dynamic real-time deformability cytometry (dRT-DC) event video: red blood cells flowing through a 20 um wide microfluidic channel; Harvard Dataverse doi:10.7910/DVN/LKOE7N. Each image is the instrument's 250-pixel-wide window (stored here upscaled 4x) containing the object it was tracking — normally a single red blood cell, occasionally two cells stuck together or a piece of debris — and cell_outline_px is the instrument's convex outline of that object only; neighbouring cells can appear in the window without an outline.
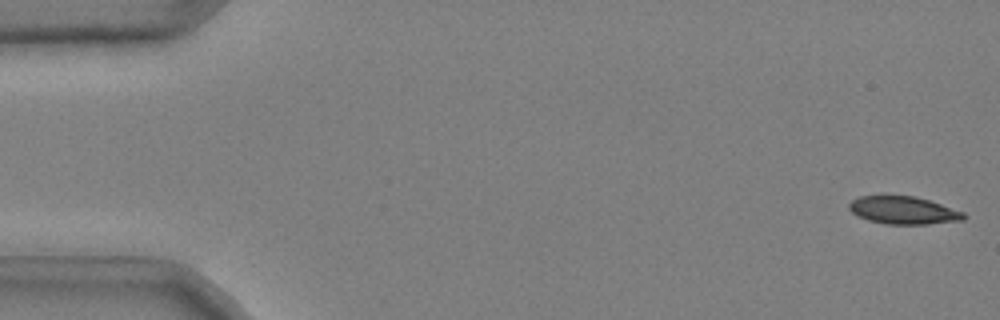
{"species": "common noctule bat (a hibernating species)", "species_latin": "Nyctalus noctula", "temperature_condition": "cold", "stored_images_in_passage": 51, "camera_frame_rate_fps": 3000, "um_per_image_px": 0.085, "animal": {"sex": "male", "body_mass_g": 20.4}, "frame": {"image": 1, "passage_image": 1, "time_ms": 0.0, "image_size_px": [1000, 320], "cell_outline_px": [[968, 216], [964, 220], [928, 224], [884, 224], [868, 220], [856, 216], [848, 208], [848, 204], [852, 200], [860, 196], [916, 196], [964, 212]], "centroid_in_image_um": [76.78, 17.88], "position_along_channel_um": 8.2, "area_um2": 18.55}}
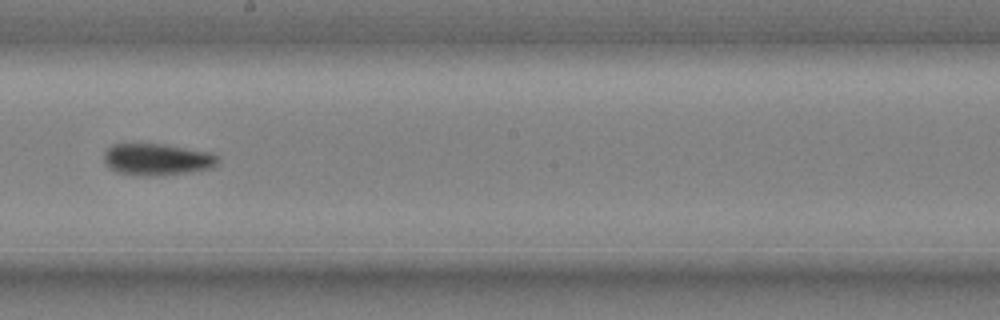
{"frame": {"image": 2, "passage_image": 30, "time_ms": 9.667, "image_size_px": [1000, 320], "cell_outline_px": [[220, 160], [212, 168], [188, 172], [156, 176], [144, 176], [116, 172], [108, 168], [104, 164], [104, 152], [112, 144], [164, 144], [212, 152]], "centroid_in_image_um": [13.33, 13.55], "position_along_channel_um": 234.9, "area_um2": 21.27}}
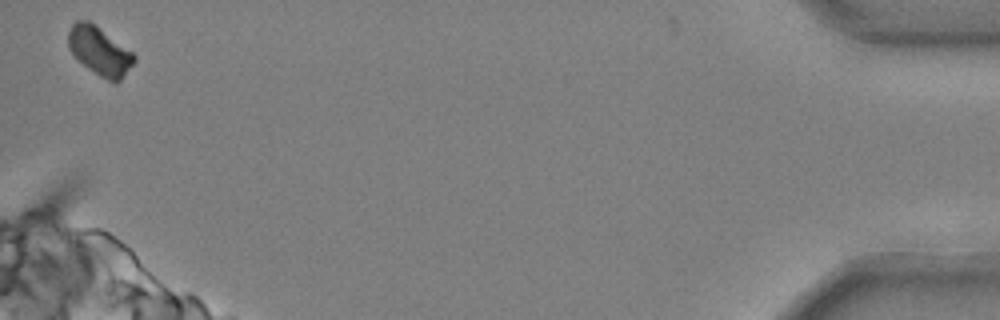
{"frame": {"image": 3, "passage_image": 51, "time_ms": 16.667, "image_size_px": [1000, 320], "cell_outline_px": [[136, 60], [120, 80], [116, 84], [100, 76], [88, 68], [68, 48], [68, 32], [72, 24], [76, 20], [88, 20], [132, 52], [136, 56]], "centroid_in_image_um": [8.46, 4.33], "position_along_channel_um": 426.7, "area_um2": 18.15}, "authors_computed_cell_mechanics": {"area_um2": 20.1722, "velocity_mm_per_s": 3.7126, "shape_relaxation_time_tau1_ms": 6.9235, "shape_relaxation_time_tau2_ms": null, "deformation_change_tau1": 0.2117, "deformation_change_tau2": null}}